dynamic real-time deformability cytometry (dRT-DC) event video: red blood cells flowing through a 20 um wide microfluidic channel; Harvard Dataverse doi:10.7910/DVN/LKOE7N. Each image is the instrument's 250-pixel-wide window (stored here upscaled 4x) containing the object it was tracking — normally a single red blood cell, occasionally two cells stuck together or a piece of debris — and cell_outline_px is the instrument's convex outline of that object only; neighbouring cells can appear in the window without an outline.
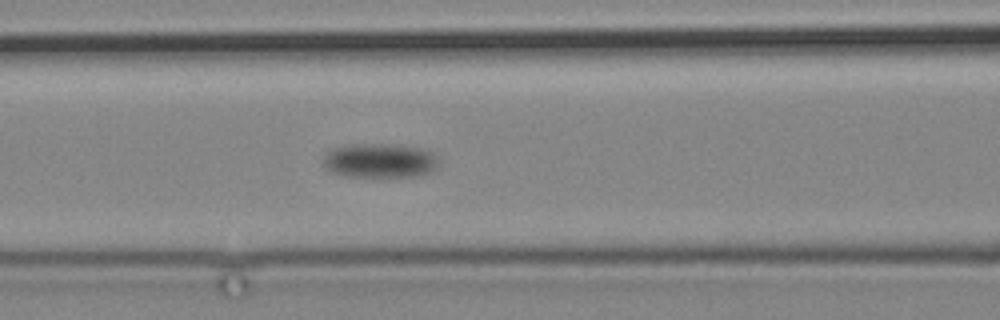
{"species": "common noctule bat (a hibernating species)", "species_latin": "Nyctalus noctula", "temperature_condition": "cold", "stored_images_in_passage": 15, "camera_frame_rate_fps": 3000, "um_per_image_px": 0.085, "animal": {"sex": "male", "body_mass_g": 19.2, "forearm_length_mm": 51.8}, "frame": {"image": 1, "passage_image": 15, "time_ms": 17.667, "image_size_px": [1000, 320], "cell_outline_px": [[440, 164], [436, 168], [428, 172], [416, 176], [348, 176], [332, 172], [324, 164], [324, 156], [332, 148], [348, 144], [388, 144], [428, 148], [432, 152]], "centroid_in_image_um": [32.32, 13.63], "position_along_channel_um": 134.3, "area_um2": 23.06}}